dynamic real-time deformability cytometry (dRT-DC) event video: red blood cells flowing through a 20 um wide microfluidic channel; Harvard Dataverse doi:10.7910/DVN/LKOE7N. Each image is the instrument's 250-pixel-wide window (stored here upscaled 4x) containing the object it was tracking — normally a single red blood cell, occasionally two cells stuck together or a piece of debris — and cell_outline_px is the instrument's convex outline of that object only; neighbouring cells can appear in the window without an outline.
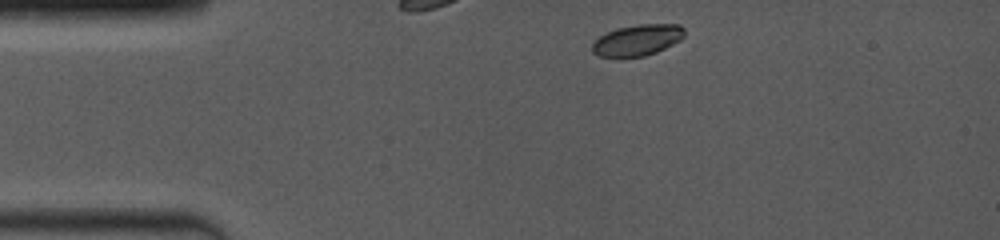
{"species": "common noctule bat (a hibernating species)", "species_latin": "Nyctalus noctula", "temperature_condition": "room temperature", "stored_images_in_passage": 6, "camera_frame_rate_fps": 4000, "um_per_image_px": 0.085, "animal": {"sex": "female", "body_mass_g": 19.0, "forearm_length_mm": 53.3}, "frame": {"image": 1, "passage_image": 1, "time_ms": 0.0, "image_size_px": [1000, 240], "cell_outline_px": [[684, 36], [680, 40], [656, 52], [644, 56], [600, 56], [592, 52], [592, 44], [600, 36], [616, 28], [636, 24], [680, 24], [684, 28]], "centroid_in_image_um": [54.2, 3.39], "position_along_channel_um": 30.8, "area_um2": 16.53}}
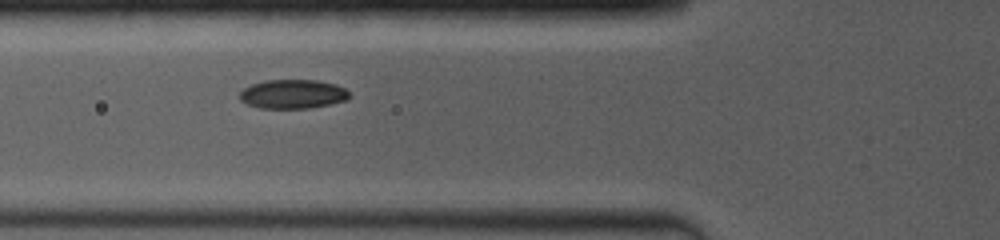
{"frame": {"image": 2, "passage_image": 4, "time_ms": 3.0, "image_size_px": [1000, 240], "cell_outline_px": [[352, 96], [348, 100], [308, 108], [260, 108], [248, 104], [240, 100], [240, 92], [244, 88], [252, 84], [264, 80], [316, 80], [336, 84], [344, 88]], "centroid_in_image_um": [24.9, 7.99], "position_along_channel_um": 100.9, "area_um2": 18.55}}
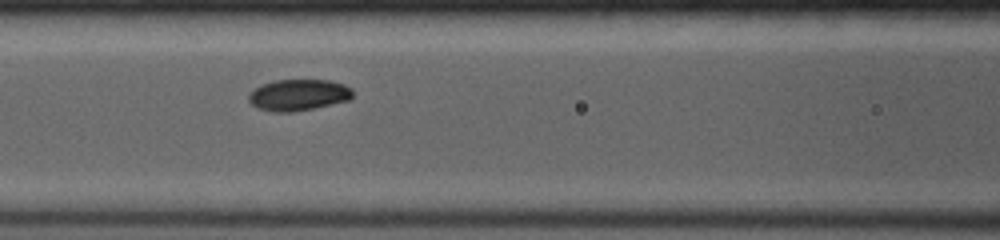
{"frame": {"image": 3, "passage_image": 5, "time_ms": 4.0, "image_size_px": [1000, 240], "cell_outline_px": [[352, 96], [348, 100], [316, 108], [292, 112], [272, 112], [256, 108], [248, 100], [248, 96], [256, 88], [264, 84], [276, 80], [332, 80], [344, 84], [352, 88]], "centroid_in_image_um": [25.38, 8.08], "position_along_channel_um": 141.2, "area_um2": 19.02}}